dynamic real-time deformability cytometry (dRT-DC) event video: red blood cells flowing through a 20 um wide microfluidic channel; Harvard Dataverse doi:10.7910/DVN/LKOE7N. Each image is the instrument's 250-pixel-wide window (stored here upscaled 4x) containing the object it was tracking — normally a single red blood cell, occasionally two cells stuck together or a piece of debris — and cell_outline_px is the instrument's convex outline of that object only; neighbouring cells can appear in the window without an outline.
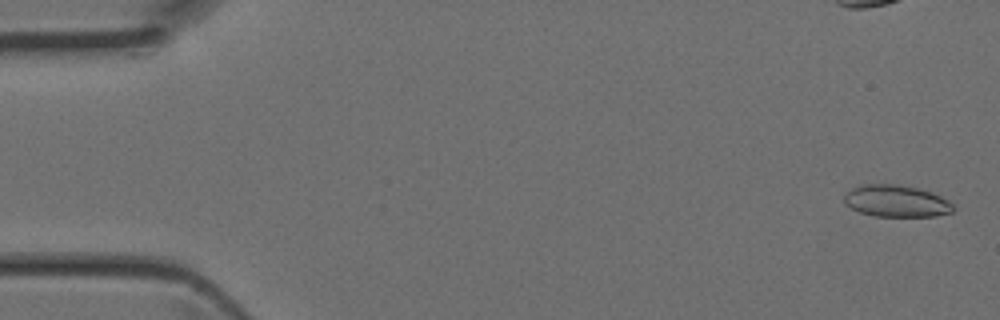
{"species": "Egyptian fruit bat (a non-hibernating species)", "species_latin": "Rousettus aegyptiacus", "temperature_condition": "room temperature", "stored_images_in_passage": 9, "camera_frame_rate_fps": 3000, "um_per_image_px": 0.085, "animal": {"sex": "female"}, "frame": {"image": 1, "passage_image": 2, "time_ms": 0.333, "image_size_px": [1000, 320], "cell_outline_px": [[952, 212], [936, 216], [872, 216], [860, 212], [844, 204], [844, 196], [852, 188], [864, 184], [896, 184], [916, 188], [940, 196], [948, 200], [952, 204]], "centroid_in_image_um": [76.15, 17.1], "position_along_channel_um": 8.9, "area_um2": 20.0}}